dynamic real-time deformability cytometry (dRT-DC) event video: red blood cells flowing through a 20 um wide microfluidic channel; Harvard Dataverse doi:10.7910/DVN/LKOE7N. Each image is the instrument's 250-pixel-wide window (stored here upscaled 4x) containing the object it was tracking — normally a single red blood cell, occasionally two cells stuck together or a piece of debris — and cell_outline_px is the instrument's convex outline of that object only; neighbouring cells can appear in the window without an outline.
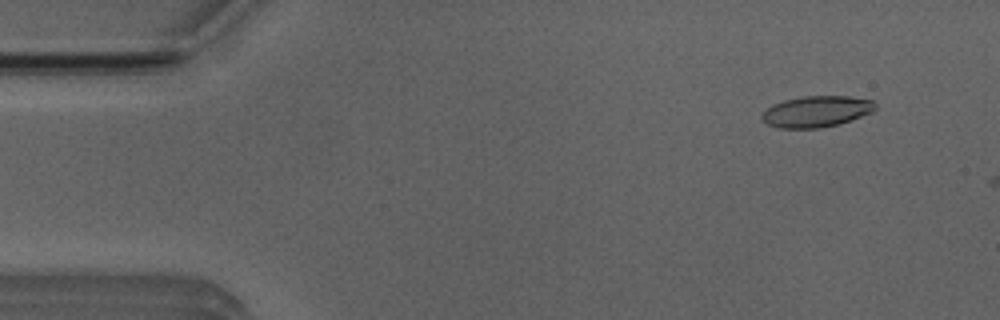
{"species": "Egyptian fruit bat (a non-hibernating species)", "species_latin": "Rousettus aegyptiacus", "temperature_condition": "room temperature", "stored_images_in_passage": 6, "camera_frame_rate_fps": 3000, "um_per_image_px": 0.085, "animal": {"sex": "male"}, "frame": {"image": 1, "passage_image": 5, "time_ms": 1.333, "image_size_px": [1000, 320], "cell_outline_px": [[876, 108], [872, 112], [840, 124], [820, 128], [780, 128], [768, 124], [760, 116], [772, 104], [784, 100], [804, 96], [848, 96], [872, 100], [876, 104]], "centroid_in_image_um": [69.41, 9.47], "position_along_channel_um": 15.6, "area_um2": 20.52}}